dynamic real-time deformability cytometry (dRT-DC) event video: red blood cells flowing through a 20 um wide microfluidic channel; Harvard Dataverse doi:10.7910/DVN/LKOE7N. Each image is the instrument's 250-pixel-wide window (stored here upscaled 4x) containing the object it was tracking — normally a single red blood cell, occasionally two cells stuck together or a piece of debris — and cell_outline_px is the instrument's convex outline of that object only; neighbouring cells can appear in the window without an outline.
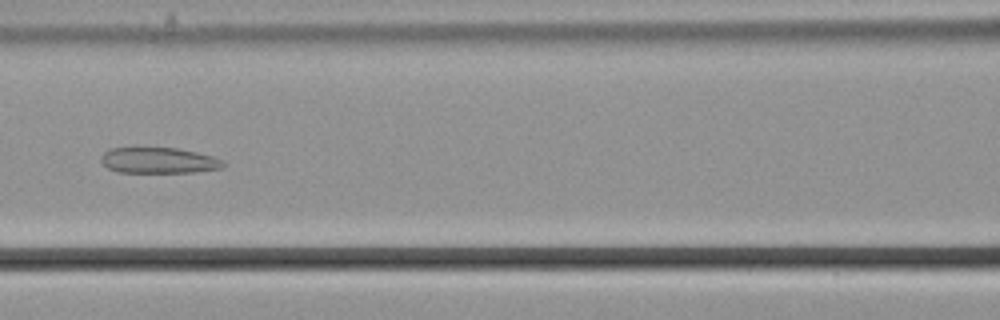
{"species": "common noctule bat (a hibernating species)", "species_latin": "Nyctalus noctula", "temperature_condition": "cold", "stored_images_in_passage": 58, "camera_frame_rate_fps": 3000, "um_per_image_px": 0.085, "animal": {"sex": "male", "body_mass_g": 21.5, "forearm_length_mm": 52.0}, "frame": {"image": 1, "passage_image": 27, "time_ms": 8.667, "image_size_px": [1000, 320], "cell_outline_px": [[228, 164], [224, 168], [196, 172], [116, 172], [108, 168], [100, 160], [100, 156], [108, 148], [176, 148], [196, 152], [212, 156]], "centroid_in_image_um": [13.49, 13.64], "position_along_channel_um": 153.1, "area_um2": 18.44}}
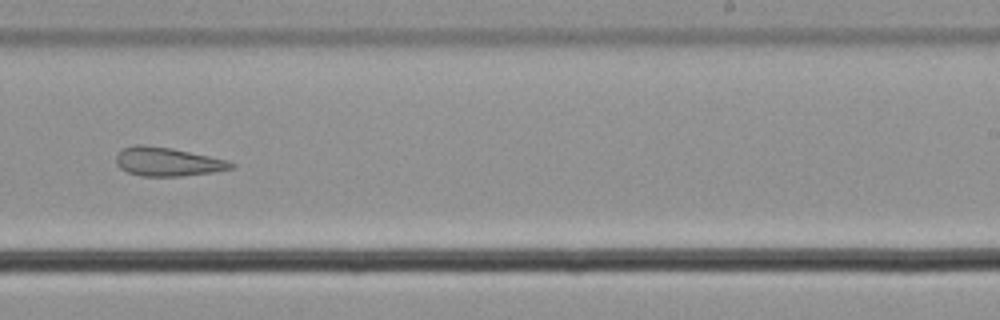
{"frame": {"image": 2, "passage_image": 37, "time_ms": 12.0, "image_size_px": [1000, 320], "cell_outline_px": [[236, 168], [212, 172], [180, 176], [140, 176], [128, 172], [120, 168], [116, 164], [116, 156], [124, 148], [136, 144], [144, 144], [172, 148], [228, 160], [236, 164]], "centroid_in_image_um": [14.26, 13.74], "position_along_channel_um": 274.7, "area_um2": 19.31}}
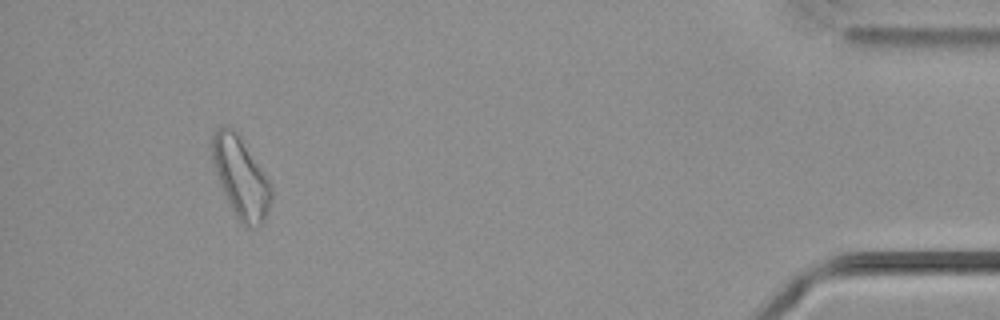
{"frame": {"image": 3, "passage_image": 54, "time_ms": 17.667, "image_size_px": [1000, 320], "cell_outline_px": [[272, 200], [268, 212], [264, 220], [256, 228], [248, 228], [236, 216], [224, 192], [216, 172], [212, 160], [212, 132], [216, 128], [224, 124], [232, 128], [240, 136], [268, 180], [272, 188]], "centroid_in_image_um": [20.47, 15.06], "position_along_channel_um": 414.7, "area_um2": 27.34}}